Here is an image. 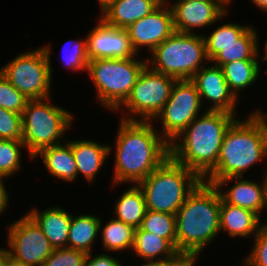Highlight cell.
<instances>
[{"mask_svg": "<svg viewBox=\"0 0 267 266\" xmlns=\"http://www.w3.org/2000/svg\"><path fill=\"white\" fill-rule=\"evenodd\" d=\"M140 228L158 235L159 238L167 239L177 249L175 215L147 210Z\"/></svg>", "mask_w": 267, "mask_h": 266, "instance_id": "30", "label": "cell"}, {"mask_svg": "<svg viewBox=\"0 0 267 266\" xmlns=\"http://www.w3.org/2000/svg\"><path fill=\"white\" fill-rule=\"evenodd\" d=\"M64 143L45 147L33 158L42 157L50 175L70 183L77 179V164L72 153L71 140Z\"/></svg>", "mask_w": 267, "mask_h": 266, "instance_id": "22", "label": "cell"}, {"mask_svg": "<svg viewBox=\"0 0 267 266\" xmlns=\"http://www.w3.org/2000/svg\"><path fill=\"white\" fill-rule=\"evenodd\" d=\"M176 80L146 65L140 72L131 94L120 106L127 110L122 119L152 121L169 99ZM136 115L140 119H137Z\"/></svg>", "mask_w": 267, "mask_h": 266, "instance_id": "10", "label": "cell"}, {"mask_svg": "<svg viewBox=\"0 0 267 266\" xmlns=\"http://www.w3.org/2000/svg\"><path fill=\"white\" fill-rule=\"evenodd\" d=\"M202 181L196 172L169 156L138 185L143 190L147 210L176 215Z\"/></svg>", "mask_w": 267, "mask_h": 266, "instance_id": "5", "label": "cell"}, {"mask_svg": "<svg viewBox=\"0 0 267 266\" xmlns=\"http://www.w3.org/2000/svg\"><path fill=\"white\" fill-rule=\"evenodd\" d=\"M0 266H7V253L3 248L0 249Z\"/></svg>", "mask_w": 267, "mask_h": 266, "instance_id": "42", "label": "cell"}, {"mask_svg": "<svg viewBox=\"0 0 267 266\" xmlns=\"http://www.w3.org/2000/svg\"><path fill=\"white\" fill-rule=\"evenodd\" d=\"M5 178H0V215L8 208L9 204V194L3 183Z\"/></svg>", "mask_w": 267, "mask_h": 266, "instance_id": "39", "label": "cell"}, {"mask_svg": "<svg viewBox=\"0 0 267 266\" xmlns=\"http://www.w3.org/2000/svg\"><path fill=\"white\" fill-rule=\"evenodd\" d=\"M264 51H265L266 53H265L264 57H262V61H264V60L266 61V60H267V40H266V42H265Z\"/></svg>", "mask_w": 267, "mask_h": 266, "instance_id": "44", "label": "cell"}, {"mask_svg": "<svg viewBox=\"0 0 267 266\" xmlns=\"http://www.w3.org/2000/svg\"><path fill=\"white\" fill-rule=\"evenodd\" d=\"M98 20V25L88 31L86 36L89 60L138 57L126 29L110 26L101 18Z\"/></svg>", "mask_w": 267, "mask_h": 266, "instance_id": "15", "label": "cell"}, {"mask_svg": "<svg viewBox=\"0 0 267 266\" xmlns=\"http://www.w3.org/2000/svg\"><path fill=\"white\" fill-rule=\"evenodd\" d=\"M196 261L197 259L192 255L183 252H177L170 258L147 261V263H144L141 266H191L196 263Z\"/></svg>", "mask_w": 267, "mask_h": 266, "instance_id": "37", "label": "cell"}, {"mask_svg": "<svg viewBox=\"0 0 267 266\" xmlns=\"http://www.w3.org/2000/svg\"><path fill=\"white\" fill-rule=\"evenodd\" d=\"M151 55L147 65L152 70L177 80L191 79L204 66V61L209 63L203 34L197 33L174 32Z\"/></svg>", "mask_w": 267, "mask_h": 266, "instance_id": "6", "label": "cell"}, {"mask_svg": "<svg viewBox=\"0 0 267 266\" xmlns=\"http://www.w3.org/2000/svg\"><path fill=\"white\" fill-rule=\"evenodd\" d=\"M28 99L0 73V107L22 114Z\"/></svg>", "mask_w": 267, "mask_h": 266, "instance_id": "33", "label": "cell"}, {"mask_svg": "<svg viewBox=\"0 0 267 266\" xmlns=\"http://www.w3.org/2000/svg\"><path fill=\"white\" fill-rule=\"evenodd\" d=\"M256 29L250 26L234 43L223 47L209 62L222 67L224 64L239 60H259V43Z\"/></svg>", "mask_w": 267, "mask_h": 266, "instance_id": "24", "label": "cell"}, {"mask_svg": "<svg viewBox=\"0 0 267 266\" xmlns=\"http://www.w3.org/2000/svg\"><path fill=\"white\" fill-rule=\"evenodd\" d=\"M230 0H176L170 4L176 32L194 33L193 29L205 28L226 18Z\"/></svg>", "mask_w": 267, "mask_h": 266, "instance_id": "14", "label": "cell"}, {"mask_svg": "<svg viewBox=\"0 0 267 266\" xmlns=\"http://www.w3.org/2000/svg\"><path fill=\"white\" fill-rule=\"evenodd\" d=\"M22 140L0 139V178H8L21 168Z\"/></svg>", "mask_w": 267, "mask_h": 266, "instance_id": "31", "label": "cell"}, {"mask_svg": "<svg viewBox=\"0 0 267 266\" xmlns=\"http://www.w3.org/2000/svg\"><path fill=\"white\" fill-rule=\"evenodd\" d=\"M259 60H239L224 64L221 68L231 92L238 99L241 90L250 87L260 73Z\"/></svg>", "mask_w": 267, "mask_h": 266, "instance_id": "27", "label": "cell"}, {"mask_svg": "<svg viewBox=\"0 0 267 266\" xmlns=\"http://www.w3.org/2000/svg\"><path fill=\"white\" fill-rule=\"evenodd\" d=\"M84 39L69 40L64 45L66 49L63 48V62L71 71H87L89 63L87 37Z\"/></svg>", "mask_w": 267, "mask_h": 266, "instance_id": "32", "label": "cell"}, {"mask_svg": "<svg viewBox=\"0 0 267 266\" xmlns=\"http://www.w3.org/2000/svg\"><path fill=\"white\" fill-rule=\"evenodd\" d=\"M264 173L263 182L261 183L242 179V177H226L219 180L215 186L226 203L248 209L261 217L262 211L267 209V171ZM232 180H235L232 187L230 186L225 191L221 189L227 183H233Z\"/></svg>", "mask_w": 267, "mask_h": 266, "instance_id": "17", "label": "cell"}, {"mask_svg": "<svg viewBox=\"0 0 267 266\" xmlns=\"http://www.w3.org/2000/svg\"><path fill=\"white\" fill-rule=\"evenodd\" d=\"M50 47L51 44L18 54L0 67V73L28 100L51 97Z\"/></svg>", "mask_w": 267, "mask_h": 266, "instance_id": "9", "label": "cell"}, {"mask_svg": "<svg viewBox=\"0 0 267 266\" xmlns=\"http://www.w3.org/2000/svg\"><path fill=\"white\" fill-rule=\"evenodd\" d=\"M0 139L22 140V114L0 107Z\"/></svg>", "mask_w": 267, "mask_h": 266, "instance_id": "35", "label": "cell"}, {"mask_svg": "<svg viewBox=\"0 0 267 266\" xmlns=\"http://www.w3.org/2000/svg\"><path fill=\"white\" fill-rule=\"evenodd\" d=\"M236 116L204 111L169 144L170 157L203 179L216 166L224 135Z\"/></svg>", "mask_w": 267, "mask_h": 266, "instance_id": "3", "label": "cell"}, {"mask_svg": "<svg viewBox=\"0 0 267 266\" xmlns=\"http://www.w3.org/2000/svg\"><path fill=\"white\" fill-rule=\"evenodd\" d=\"M102 247L106 251L132 250L135 229L122 221L111 218L101 231Z\"/></svg>", "mask_w": 267, "mask_h": 266, "instance_id": "28", "label": "cell"}, {"mask_svg": "<svg viewBox=\"0 0 267 266\" xmlns=\"http://www.w3.org/2000/svg\"><path fill=\"white\" fill-rule=\"evenodd\" d=\"M221 195L215 185L202 181L177 211V251L196 259L220 231Z\"/></svg>", "mask_w": 267, "mask_h": 266, "instance_id": "4", "label": "cell"}, {"mask_svg": "<svg viewBox=\"0 0 267 266\" xmlns=\"http://www.w3.org/2000/svg\"><path fill=\"white\" fill-rule=\"evenodd\" d=\"M147 211L145 196L139 185H133L123 192L114 208L115 219L138 229Z\"/></svg>", "mask_w": 267, "mask_h": 266, "instance_id": "25", "label": "cell"}, {"mask_svg": "<svg viewBox=\"0 0 267 266\" xmlns=\"http://www.w3.org/2000/svg\"><path fill=\"white\" fill-rule=\"evenodd\" d=\"M162 2L163 0H113L102 9L100 18L110 26L126 29L149 15Z\"/></svg>", "mask_w": 267, "mask_h": 266, "instance_id": "18", "label": "cell"}, {"mask_svg": "<svg viewBox=\"0 0 267 266\" xmlns=\"http://www.w3.org/2000/svg\"><path fill=\"white\" fill-rule=\"evenodd\" d=\"M119 122L112 185L127 182L138 185L170 156V146L156 131L153 121Z\"/></svg>", "mask_w": 267, "mask_h": 266, "instance_id": "1", "label": "cell"}, {"mask_svg": "<svg viewBox=\"0 0 267 266\" xmlns=\"http://www.w3.org/2000/svg\"><path fill=\"white\" fill-rule=\"evenodd\" d=\"M51 98L28 100L22 113V141L30 159L41 149L60 143L72 127L73 114L51 104Z\"/></svg>", "mask_w": 267, "mask_h": 266, "instance_id": "8", "label": "cell"}, {"mask_svg": "<svg viewBox=\"0 0 267 266\" xmlns=\"http://www.w3.org/2000/svg\"><path fill=\"white\" fill-rule=\"evenodd\" d=\"M267 157V115L259 109L236 119L224 135L216 166L203 178L215 185L226 177H242Z\"/></svg>", "mask_w": 267, "mask_h": 266, "instance_id": "2", "label": "cell"}, {"mask_svg": "<svg viewBox=\"0 0 267 266\" xmlns=\"http://www.w3.org/2000/svg\"><path fill=\"white\" fill-rule=\"evenodd\" d=\"M251 3L263 12H267V0H251Z\"/></svg>", "mask_w": 267, "mask_h": 266, "instance_id": "40", "label": "cell"}, {"mask_svg": "<svg viewBox=\"0 0 267 266\" xmlns=\"http://www.w3.org/2000/svg\"><path fill=\"white\" fill-rule=\"evenodd\" d=\"M132 251L135 256L146 260V262L154 261V259H167L178 252L167 239L159 238L158 235L144 231L140 227L135 229Z\"/></svg>", "mask_w": 267, "mask_h": 266, "instance_id": "26", "label": "cell"}, {"mask_svg": "<svg viewBox=\"0 0 267 266\" xmlns=\"http://www.w3.org/2000/svg\"><path fill=\"white\" fill-rule=\"evenodd\" d=\"M27 214L41 228L50 245L54 248H68V233L72 215L60 206L39 211L36 208Z\"/></svg>", "mask_w": 267, "mask_h": 266, "instance_id": "19", "label": "cell"}, {"mask_svg": "<svg viewBox=\"0 0 267 266\" xmlns=\"http://www.w3.org/2000/svg\"><path fill=\"white\" fill-rule=\"evenodd\" d=\"M100 4V9H104L110 2H112L113 0H97Z\"/></svg>", "mask_w": 267, "mask_h": 266, "instance_id": "43", "label": "cell"}, {"mask_svg": "<svg viewBox=\"0 0 267 266\" xmlns=\"http://www.w3.org/2000/svg\"><path fill=\"white\" fill-rule=\"evenodd\" d=\"M83 266H122V263L112 255L97 254L92 256V253L87 254Z\"/></svg>", "mask_w": 267, "mask_h": 266, "instance_id": "38", "label": "cell"}, {"mask_svg": "<svg viewBox=\"0 0 267 266\" xmlns=\"http://www.w3.org/2000/svg\"><path fill=\"white\" fill-rule=\"evenodd\" d=\"M8 247L3 250L16 261L41 266L50 256L53 247L37 223L26 213L8 225Z\"/></svg>", "mask_w": 267, "mask_h": 266, "instance_id": "12", "label": "cell"}, {"mask_svg": "<svg viewBox=\"0 0 267 266\" xmlns=\"http://www.w3.org/2000/svg\"><path fill=\"white\" fill-rule=\"evenodd\" d=\"M253 240L252 250L244 258V266H267V225L262 224Z\"/></svg>", "mask_w": 267, "mask_h": 266, "instance_id": "36", "label": "cell"}, {"mask_svg": "<svg viewBox=\"0 0 267 266\" xmlns=\"http://www.w3.org/2000/svg\"><path fill=\"white\" fill-rule=\"evenodd\" d=\"M126 30L136 54L144 46L151 53L176 32L170 0L163 1L153 12L132 23Z\"/></svg>", "mask_w": 267, "mask_h": 266, "instance_id": "13", "label": "cell"}, {"mask_svg": "<svg viewBox=\"0 0 267 266\" xmlns=\"http://www.w3.org/2000/svg\"><path fill=\"white\" fill-rule=\"evenodd\" d=\"M260 223V217L256 213L228 204L221 198L220 232H226L233 238H247L250 235L255 237L262 227L263 223Z\"/></svg>", "mask_w": 267, "mask_h": 266, "instance_id": "21", "label": "cell"}, {"mask_svg": "<svg viewBox=\"0 0 267 266\" xmlns=\"http://www.w3.org/2000/svg\"><path fill=\"white\" fill-rule=\"evenodd\" d=\"M144 60V61H143ZM94 59L89 60L87 73L91 77L96 98L109 111L117 112L131 94L136 80L147 65V59Z\"/></svg>", "mask_w": 267, "mask_h": 266, "instance_id": "7", "label": "cell"}, {"mask_svg": "<svg viewBox=\"0 0 267 266\" xmlns=\"http://www.w3.org/2000/svg\"><path fill=\"white\" fill-rule=\"evenodd\" d=\"M218 26L209 36L203 34L208 61L222 51L223 47L234 43L250 27L231 22Z\"/></svg>", "mask_w": 267, "mask_h": 266, "instance_id": "29", "label": "cell"}, {"mask_svg": "<svg viewBox=\"0 0 267 266\" xmlns=\"http://www.w3.org/2000/svg\"><path fill=\"white\" fill-rule=\"evenodd\" d=\"M87 254L70 248L53 249L41 266H83Z\"/></svg>", "mask_w": 267, "mask_h": 266, "instance_id": "34", "label": "cell"}, {"mask_svg": "<svg viewBox=\"0 0 267 266\" xmlns=\"http://www.w3.org/2000/svg\"><path fill=\"white\" fill-rule=\"evenodd\" d=\"M202 101L195 84L190 79L176 80L169 99L153 119L161 121V136L170 144L199 116Z\"/></svg>", "mask_w": 267, "mask_h": 266, "instance_id": "11", "label": "cell"}, {"mask_svg": "<svg viewBox=\"0 0 267 266\" xmlns=\"http://www.w3.org/2000/svg\"><path fill=\"white\" fill-rule=\"evenodd\" d=\"M101 218L91 214L72 216L68 233V248L92 253V246L102 228Z\"/></svg>", "mask_w": 267, "mask_h": 266, "instance_id": "23", "label": "cell"}, {"mask_svg": "<svg viewBox=\"0 0 267 266\" xmlns=\"http://www.w3.org/2000/svg\"><path fill=\"white\" fill-rule=\"evenodd\" d=\"M7 266H31L22 262L16 261L7 254Z\"/></svg>", "mask_w": 267, "mask_h": 266, "instance_id": "41", "label": "cell"}, {"mask_svg": "<svg viewBox=\"0 0 267 266\" xmlns=\"http://www.w3.org/2000/svg\"><path fill=\"white\" fill-rule=\"evenodd\" d=\"M71 149L77 164V177L81 174L90 184L113 150L112 146L88 139L71 140Z\"/></svg>", "mask_w": 267, "mask_h": 266, "instance_id": "20", "label": "cell"}, {"mask_svg": "<svg viewBox=\"0 0 267 266\" xmlns=\"http://www.w3.org/2000/svg\"><path fill=\"white\" fill-rule=\"evenodd\" d=\"M190 80L195 84L201 101L211 102L207 111L237 114L235 109L239 101L231 92L221 67L212 64L203 66Z\"/></svg>", "mask_w": 267, "mask_h": 266, "instance_id": "16", "label": "cell"}]
</instances>
